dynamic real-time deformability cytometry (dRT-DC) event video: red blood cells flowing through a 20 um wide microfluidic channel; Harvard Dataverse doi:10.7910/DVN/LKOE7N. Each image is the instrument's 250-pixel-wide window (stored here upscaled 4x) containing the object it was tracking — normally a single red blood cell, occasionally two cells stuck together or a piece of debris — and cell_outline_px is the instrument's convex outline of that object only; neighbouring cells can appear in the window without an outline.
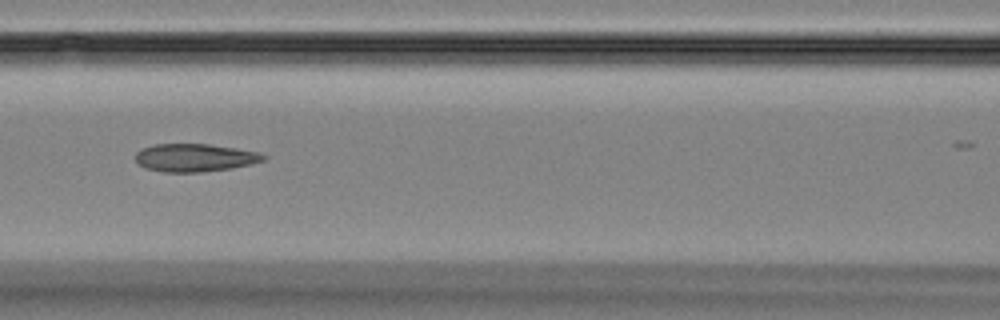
{"species": "Egyptian fruit bat (a non-hibernating species)", "species_latin": "Rousettus aegyptiacus", "temperature_condition": "room temperature", "stored_images_in_passage": 23, "camera_frame_rate_fps": 3000, "um_per_image_px": 0.085, "animal": {"sex": "female"}, "frame": {"image": 1, "passage_image": 7, "time_ms": 2.0, "image_size_px": [1000, 320], "cell_outline_px": [[268, 156], [264, 160], [252, 164], [232, 168], [200, 172], [164, 172], [144, 168], [136, 160], [136, 152], [140, 148], [152, 144], [208, 144], [236, 148], [260, 152]], "centroid_in_image_um": [16.56, 13.4], "position_along_channel_um": 150.0, "area_um2": 20.98}}